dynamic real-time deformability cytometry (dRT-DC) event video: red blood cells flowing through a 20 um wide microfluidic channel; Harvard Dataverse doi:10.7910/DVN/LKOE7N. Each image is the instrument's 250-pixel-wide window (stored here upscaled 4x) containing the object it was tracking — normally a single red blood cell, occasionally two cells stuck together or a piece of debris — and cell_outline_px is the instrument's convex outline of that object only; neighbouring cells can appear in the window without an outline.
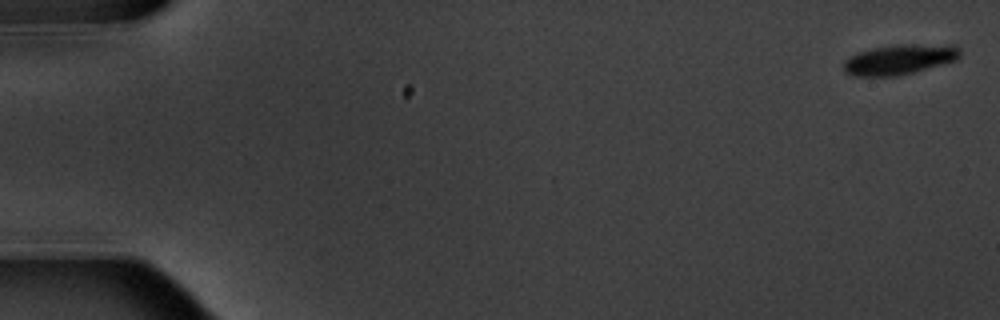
{"species": "common noctule bat (a hibernating species)", "species_latin": "Nyctalus noctula", "temperature_condition": "warm", "stored_images_in_passage": 5, "camera_frame_rate_fps": 3000, "um_per_image_px": 0.085, "animal": {"sex": "male", "body_mass_g": 20.1, "forearm_length_mm": 53.5}, "frame": {"image": 1, "passage_image": 1, "time_ms": 0.0, "image_size_px": [1000, 320], "cell_outline_px": [[960, 56], [956, 60], [912, 72], [896, 76], [852, 76], [844, 72], [844, 60], [860, 52], [876, 48], [912, 44], [952, 44], [960, 48]], "centroid_in_image_um": [76.48, 5.06], "position_along_channel_um": 8.5, "area_um2": 20.06}}
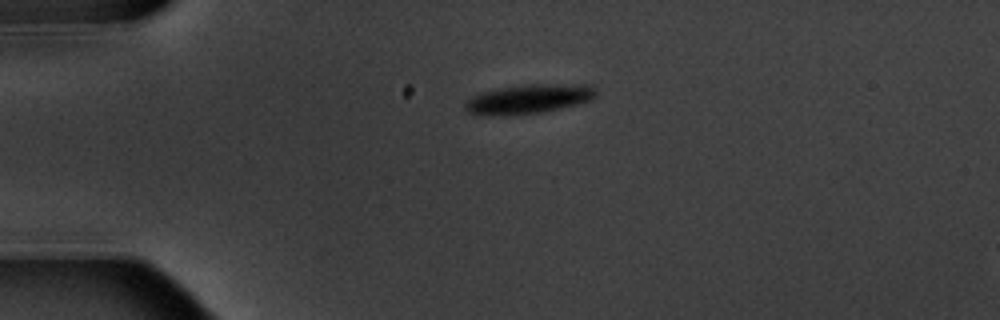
{"frame": {"image": 2, "passage_image": 4, "time_ms": 4.333, "image_size_px": [1000, 320], "cell_outline_px": [[596, 96], [592, 100], [560, 108], [540, 112], [508, 116], [476, 116], [468, 112], [464, 108], [464, 104], [472, 96], [480, 92], [500, 88], [524, 84], [588, 84], [596, 88]], "centroid_in_image_um": [44.9, 8.42], "position_along_channel_um": 40.1, "area_um2": 22.77}}